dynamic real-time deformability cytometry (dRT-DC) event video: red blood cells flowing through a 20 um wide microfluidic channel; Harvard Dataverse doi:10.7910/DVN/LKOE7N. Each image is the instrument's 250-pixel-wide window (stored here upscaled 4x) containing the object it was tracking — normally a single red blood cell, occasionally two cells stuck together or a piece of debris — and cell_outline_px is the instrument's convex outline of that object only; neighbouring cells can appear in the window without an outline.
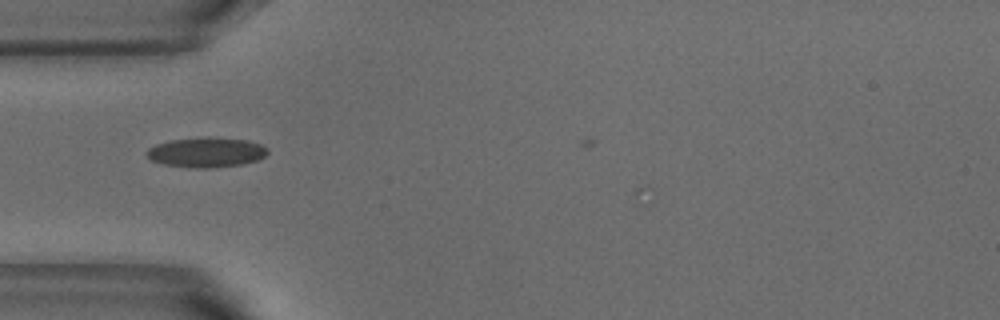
{"species": "common noctule bat (a hibernating species)", "species_latin": "Nyctalus noctula", "temperature_condition": "warm", "stored_images_in_passage": 4, "camera_frame_rate_fps": 3000, "um_per_image_px": 0.085, "animal": {"sex": "male", "body_mass_g": 18.8}, "frame": {"image": 1, "passage_image": 1, "time_ms": 0.0, "image_size_px": [1000, 320], "cell_outline_px": [[268, 152], [264, 156], [256, 160], [244, 164], [208, 168], [192, 168], [164, 164], [152, 160], [144, 152], [148, 148], [156, 144], [172, 140], [208, 136], [248, 140], [260, 144], [268, 148]], "centroid_in_image_um": [17.54, 12.94], "position_along_channel_um": 67.5, "area_um2": 21.15}}